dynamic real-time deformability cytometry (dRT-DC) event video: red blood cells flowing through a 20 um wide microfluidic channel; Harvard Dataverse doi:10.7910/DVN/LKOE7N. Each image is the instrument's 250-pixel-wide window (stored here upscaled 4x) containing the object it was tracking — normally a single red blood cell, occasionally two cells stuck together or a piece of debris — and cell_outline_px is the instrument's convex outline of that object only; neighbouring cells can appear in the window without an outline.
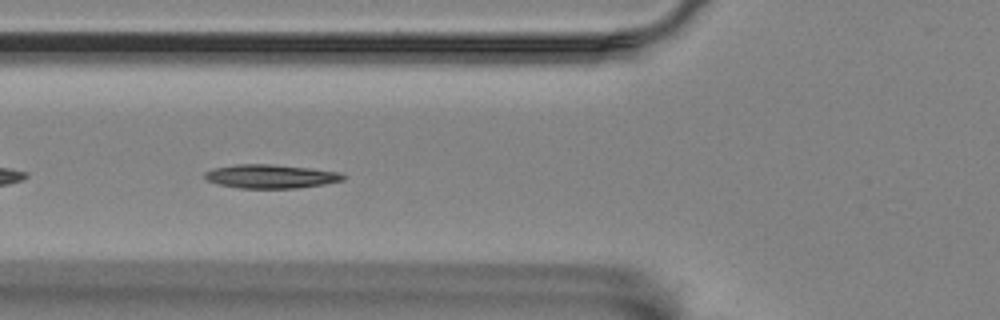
{"species": "Egyptian fruit bat (a non-hibernating species)", "species_latin": "Rousettus aegyptiacus", "temperature_condition": "room temperature", "stored_images_in_passage": 43, "camera_frame_rate_fps": 3000, "um_per_image_px": 0.085, "animal": {"sex": "female"}, "frame": {"image": 1, "passage_image": 6, "time_ms": 1.667, "image_size_px": [1000, 320], "cell_outline_px": [[348, 176], [344, 180], [324, 184], [296, 188], [240, 188], [220, 184], [208, 180], [204, 176], [204, 172], [212, 168], [232, 164], [272, 164], [308, 168], [340, 172]], "centroid_in_image_um": [23.02, 14.98], "position_along_channel_um": 102.8, "area_um2": 19.19}}
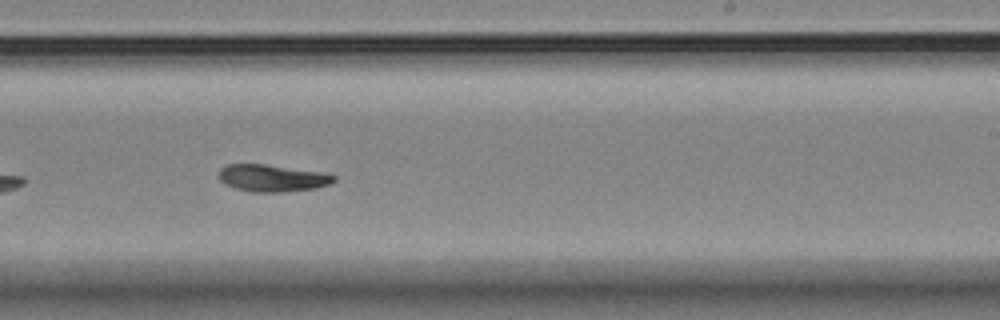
{"frame": {"image": 2, "passage_image": 20, "time_ms": 6.333, "image_size_px": [1000, 320], "cell_outline_px": [[336, 180], [332, 184], [316, 188], [284, 192], [252, 192], [236, 188], [224, 184], [220, 180], [220, 168], [228, 164], [264, 164], [324, 172], [336, 176]], "centroid_in_image_um": [23.19, 15.14], "position_along_channel_um": 265.8, "area_um2": 18.26}}
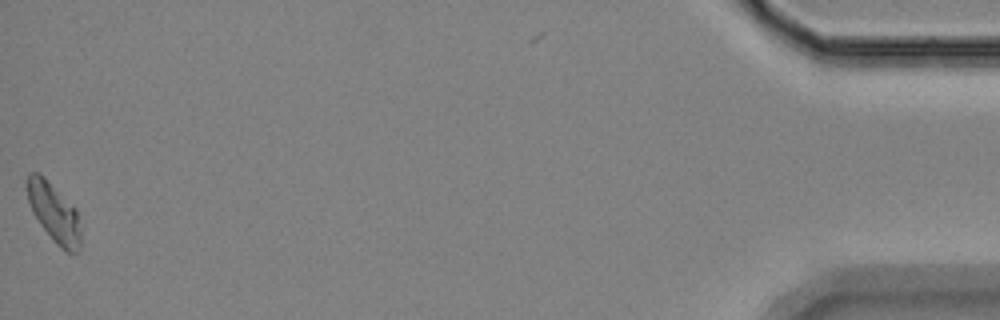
{"frame": {"image": 3, "passage_image": 42, "time_ms": 13.667, "image_size_px": [1000, 320], "cell_outline_px": [[80, 248], [76, 252], [64, 252], [56, 244], [40, 224], [32, 212], [28, 200], [28, 172], [36, 172], [44, 176], [76, 208], [80, 228]], "centroid_in_image_um": [4.6, 18.09], "position_along_channel_um": 430.6, "area_um2": 18.32}, "authors_computed_cell_mechanics": {"area_um2": 18.2648, "velocity_mm_per_s": 3.4898, "shape_relaxation_time_tau1_ms": 8.4049, "shape_relaxation_time_tau2_ms": 7.9895, "deformation_change_tau1": 0.2352, "deformation_change_tau2": 0.1271}}